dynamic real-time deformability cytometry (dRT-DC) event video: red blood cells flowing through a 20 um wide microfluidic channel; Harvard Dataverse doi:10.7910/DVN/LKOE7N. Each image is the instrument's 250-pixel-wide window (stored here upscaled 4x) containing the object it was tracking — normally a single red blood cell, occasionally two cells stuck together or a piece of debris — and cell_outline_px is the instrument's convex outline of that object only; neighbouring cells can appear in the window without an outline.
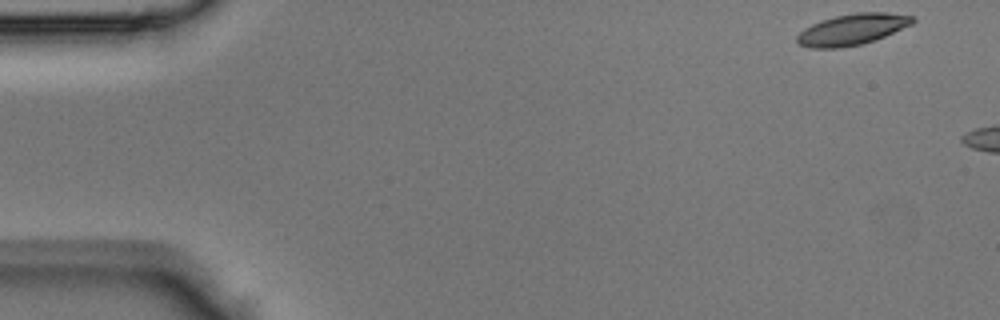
{"species": "Egyptian fruit bat (a non-hibernating species)", "species_latin": "Rousettus aegyptiacus", "temperature_condition": "room temperature", "stored_images_in_passage": 5, "camera_frame_rate_fps": 3000, "um_per_image_px": 0.085, "animal": {"sex": "male"}, "frame": {"image": 1, "passage_image": 1, "time_ms": 0.0, "image_size_px": [1000, 320], "cell_outline_px": [[916, 20], [912, 24], [884, 36], [860, 44], [836, 48], [808, 48], [796, 44], [796, 36], [804, 28], [812, 24], [836, 16], [856, 12], [884, 12], [912, 16]], "centroid_in_image_um": [72.39, 2.5], "position_along_channel_um": 12.6, "area_um2": 20.69}}